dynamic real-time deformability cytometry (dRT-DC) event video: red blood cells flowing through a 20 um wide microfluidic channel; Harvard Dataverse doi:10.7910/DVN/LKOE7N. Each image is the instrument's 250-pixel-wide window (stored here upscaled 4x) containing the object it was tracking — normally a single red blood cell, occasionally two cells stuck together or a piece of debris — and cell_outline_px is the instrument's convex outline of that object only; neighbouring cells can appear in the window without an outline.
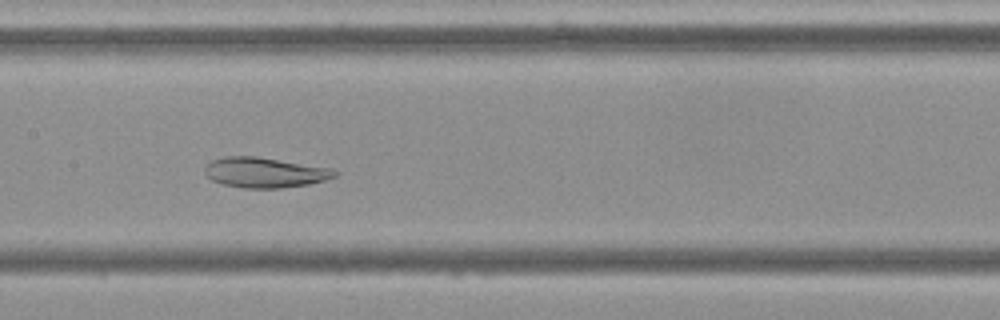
{"species": "Egyptian fruit bat (a non-hibernating species)", "species_latin": "Rousettus aegyptiacus", "temperature_condition": "cold", "stored_images_in_passage": 54, "camera_frame_rate_fps": 3000, "um_per_image_px": 0.085, "frame": {"image": 1, "passage_image": 26, "time_ms": 8.333, "image_size_px": [1000, 320], "cell_outline_px": [[340, 172], [336, 176], [324, 180], [308, 184], [280, 188], [244, 188], [224, 184], [212, 180], [204, 172], [204, 168], [212, 160], [224, 156], [256, 156], [332, 168]], "centroid_in_image_um": [22.52, 14.65], "position_along_channel_um": 184.9, "area_um2": 22.83}}
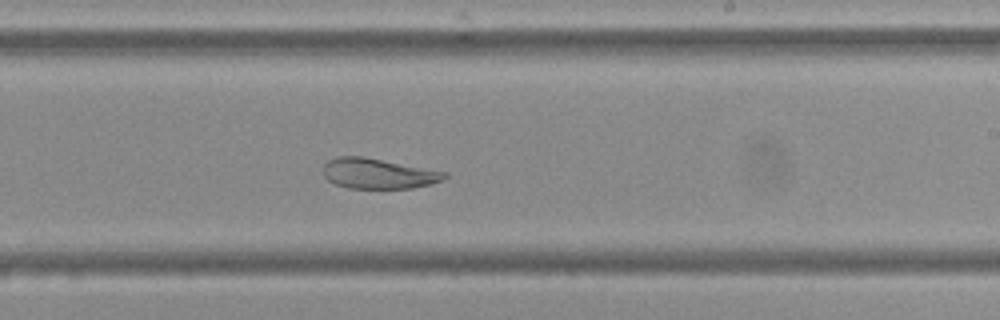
{"frame": {"image": 2, "passage_image": 32, "time_ms": 10.333, "image_size_px": [1000, 320], "cell_outline_px": [[448, 176], [444, 180], [432, 184], [412, 188], [348, 188], [336, 184], [328, 180], [324, 176], [324, 164], [328, 160], [336, 156], [364, 156], [448, 172]], "centroid_in_image_um": [32.18, 14.74], "position_along_channel_um": 256.8, "area_um2": 21.62}}
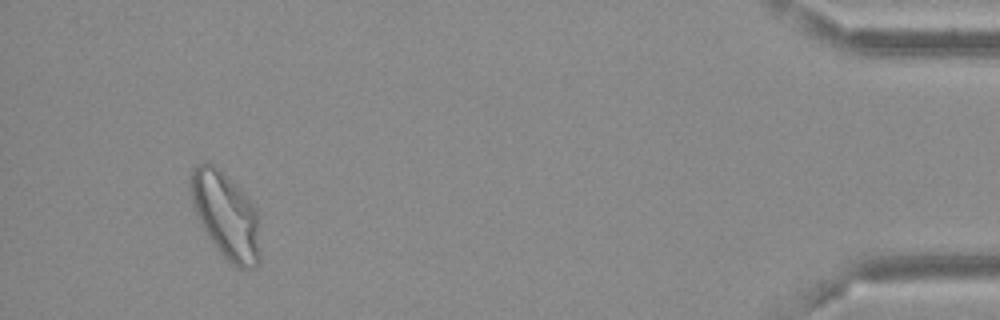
{"frame": {"image": 3, "passage_image": 51, "time_ms": 16.667, "image_size_px": [1000, 320], "cell_outline_px": [[260, 264], [256, 268], [240, 268], [232, 264], [220, 252], [208, 236], [192, 204], [188, 188], [188, 184], [192, 168], [196, 164], [208, 160], [240, 188], [248, 196], [260, 220]], "centroid_in_image_um": [19.21, 18.29], "position_along_channel_um": 416.0, "area_um2": 35.37}}